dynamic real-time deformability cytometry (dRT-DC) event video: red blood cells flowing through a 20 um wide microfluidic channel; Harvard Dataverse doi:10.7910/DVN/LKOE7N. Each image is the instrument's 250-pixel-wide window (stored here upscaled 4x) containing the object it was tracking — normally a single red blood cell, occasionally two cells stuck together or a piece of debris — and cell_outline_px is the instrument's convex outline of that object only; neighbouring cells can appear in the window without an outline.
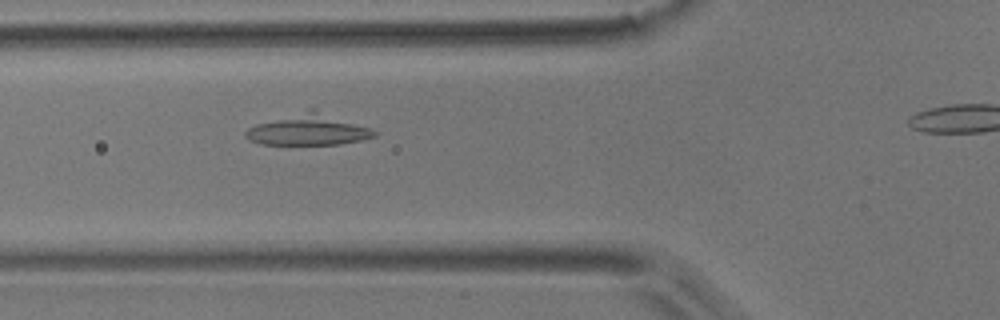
{"species": "common noctule bat (a hibernating species)", "species_latin": "Nyctalus noctula", "temperature_condition": "room temperature", "stored_images_in_passage": 4, "camera_frame_rate_fps": 3000, "um_per_image_px": 0.085, "animal": {"sex": "male", "body_mass_g": 17.9}, "frame": {"image": 1, "passage_image": 3, "time_ms": 0.667, "image_size_px": [1000, 320], "cell_outline_px": [[380, 132], [376, 136], [360, 140], [340, 144], [260, 144], [248, 140], [244, 136], [244, 132], [248, 128], [256, 124], [312, 108], [316, 108], [372, 128]], "centroid_in_image_um": [26.26, 11.02], "position_along_channel_um": 99.5, "area_um2": 23.52}}